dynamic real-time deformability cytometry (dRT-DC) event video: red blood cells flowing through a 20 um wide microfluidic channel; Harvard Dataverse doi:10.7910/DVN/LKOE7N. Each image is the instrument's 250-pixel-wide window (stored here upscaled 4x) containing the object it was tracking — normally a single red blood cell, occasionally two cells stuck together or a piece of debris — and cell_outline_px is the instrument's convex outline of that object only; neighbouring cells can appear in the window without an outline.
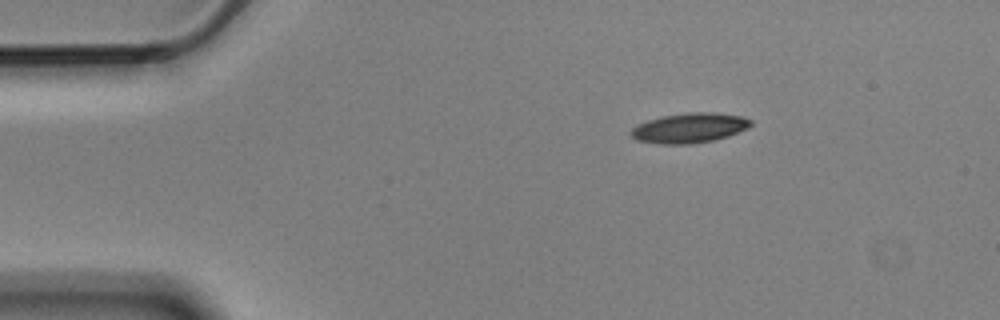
{"species": "Egyptian fruit bat (a non-hibernating species)", "species_latin": "Rousettus aegyptiacus", "temperature_condition": "cold", "stored_images_in_passage": 3, "camera_frame_rate_fps": 3000, "um_per_image_px": 0.085, "animal": {"sex": "male"}, "frame": {"image": 1, "passage_image": 1, "time_ms": 0.0, "image_size_px": [1000, 320], "cell_outline_px": [[752, 124], [748, 128], [728, 136], [712, 140], [688, 144], [660, 144], [636, 140], [632, 136], [632, 128], [636, 124], [648, 120], [664, 116], [688, 112], [712, 112], [744, 116], [752, 120]], "centroid_in_image_um": [58.62, 10.87], "position_along_channel_um": 26.4, "area_um2": 20.81}}